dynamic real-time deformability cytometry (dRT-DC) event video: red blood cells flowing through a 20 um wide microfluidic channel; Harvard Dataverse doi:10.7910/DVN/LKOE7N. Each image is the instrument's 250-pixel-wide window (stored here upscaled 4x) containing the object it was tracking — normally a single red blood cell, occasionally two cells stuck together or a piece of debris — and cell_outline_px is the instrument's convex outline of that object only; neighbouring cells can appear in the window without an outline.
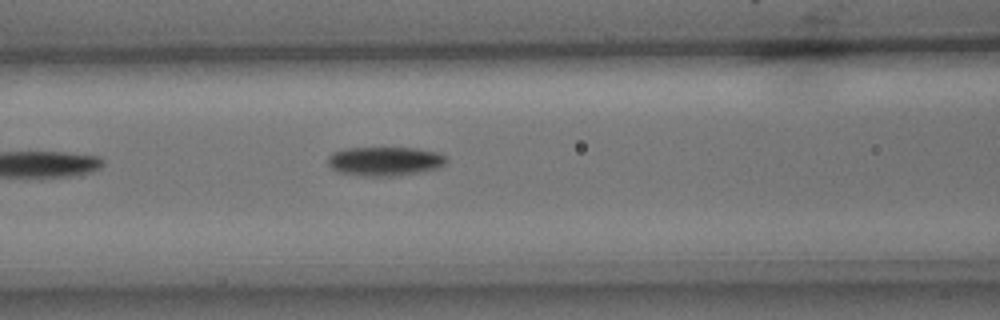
{"species": "common noctule bat (a hibernating species)", "species_latin": "Nyctalus noctula", "temperature_condition": "cold", "stored_images_in_passage": 6, "camera_frame_rate_fps": 3000, "um_per_image_px": 0.085, "animal": {"sex": "male", "body_mass_g": 15.6}, "frame": {"image": 1, "passage_image": 6, "time_ms": 1.667, "image_size_px": [1000, 320], "cell_outline_px": [[448, 160], [444, 164], [436, 168], [416, 172], [392, 176], [360, 176], [336, 172], [328, 164], [328, 156], [332, 152], [344, 148], [416, 148], [436, 152], [448, 156]], "centroid_in_image_um": [32.67, 13.7], "position_along_channel_um": 133.9, "area_um2": 20.11}}